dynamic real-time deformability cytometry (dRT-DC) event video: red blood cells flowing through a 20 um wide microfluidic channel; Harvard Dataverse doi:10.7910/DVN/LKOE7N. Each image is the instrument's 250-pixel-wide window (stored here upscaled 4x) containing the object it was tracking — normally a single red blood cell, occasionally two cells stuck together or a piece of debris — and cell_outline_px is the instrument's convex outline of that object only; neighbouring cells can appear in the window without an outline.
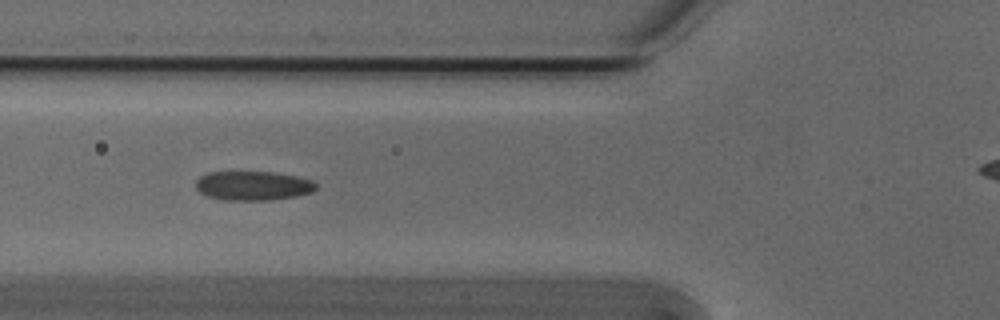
{"species": "Egyptian fruit bat (a non-hibernating species)", "species_latin": "Rousettus aegyptiacus", "temperature_condition": "cold", "stored_images_in_passage": 27, "camera_frame_rate_fps": 3000, "um_per_image_px": 0.085, "animal": {"sex": "male"}, "frame": {"image": 1, "passage_image": 9, "time_ms": 2.667, "image_size_px": [1000, 320], "cell_outline_px": [[316, 188], [312, 192], [296, 196], [268, 200], [224, 200], [208, 196], [200, 192], [196, 188], [196, 180], [200, 176], [208, 172], [272, 172], [296, 176], [312, 180], [316, 184]], "centroid_in_image_um": [21.49, 15.78], "position_along_channel_um": 104.3, "area_um2": 20.4}}
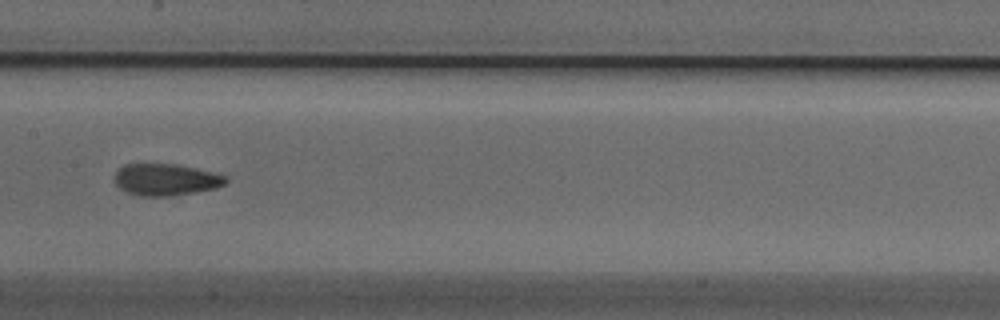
{"frame": {"image": 2, "passage_image": 16, "time_ms": 5.0, "image_size_px": [1000, 320], "cell_outline_px": [[228, 180], [224, 184], [216, 188], [196, 192], [168, 196], [140, 196], [128, 192], [120, 188], [116, 184], [116, 172], [124, 164], [176, 164], [216, 172], [228, 176]], "centroid_in_image_um": [14.15, 15.26], "position_along_channel_um": 193.2, "area_um2": 20.58}}
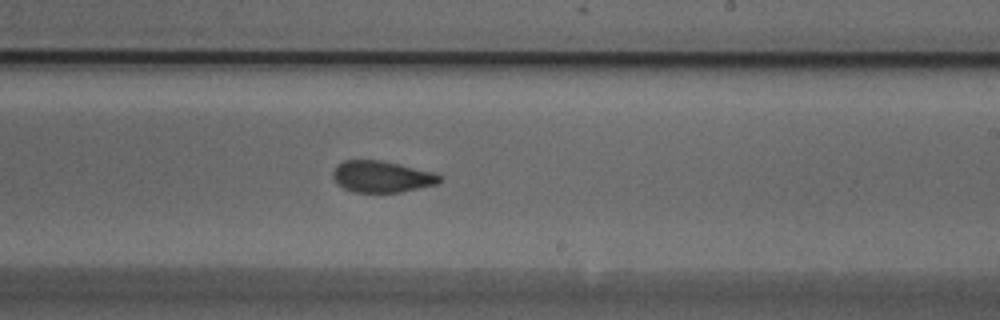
{"frame": {"image": 3, "passage_image": 21, "time_ms": 6.667, "image_size_px": [1000, 320], "cell_outline_px": [[444, 180], [440, 184], [400, 192], [356, 192], [344, 188], [332, 176], [332, 172], [336, 164], [344, 160], [380, 160], [436, 172]], "centroid_in_image_um": [32.5, 15.01], "position_along_channel_um": 256.5, "area_um2": 19.71}}